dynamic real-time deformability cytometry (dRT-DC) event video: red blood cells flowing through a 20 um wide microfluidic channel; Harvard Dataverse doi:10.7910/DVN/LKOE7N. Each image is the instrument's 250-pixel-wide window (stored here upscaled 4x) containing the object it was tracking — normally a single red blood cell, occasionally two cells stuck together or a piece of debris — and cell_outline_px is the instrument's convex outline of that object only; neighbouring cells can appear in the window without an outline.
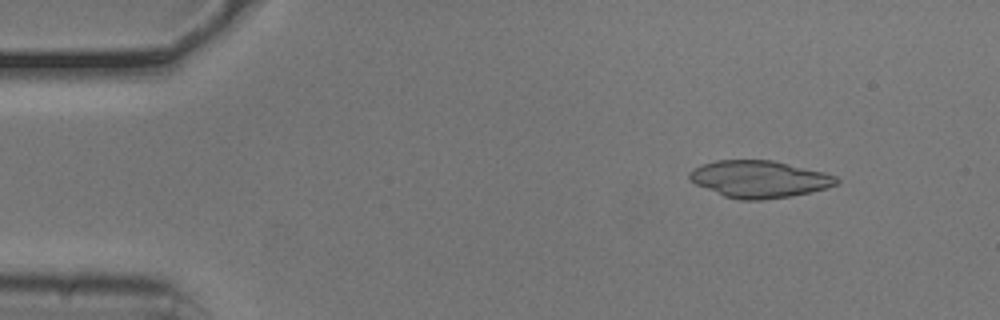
{"species": "common noctule bat (a hibernating species)", "species_latin": "Nyctalus noctula", "temperature_condition": "cold", "stored_images_in_passage": 52, "camera_frame_rate_fps": 3000, "um_per_image_px": 0.085, "animal": {"sex": "male", "body_mass_g": 20.5, "forearm_length_mm": 52.5}, "frame": {"image": 1, "passage_image": 6, "time_ms": 1.667, "image_size_px": [1000, 320], "cell_outline_px": [[840, 180], [836, 184], [828, 188], [792, 196], [764, 200], [740, 200], [724, 196], [696, 184], [688, 176], [688, 172], [692, 168], [700, 164], [716, 160], [772, 160], [824, 172], [836, 176]], "centroid_in_image_um": [64.53, 15.22], "position_along_channel_um": 20.5, "area_um2": 31.85}}